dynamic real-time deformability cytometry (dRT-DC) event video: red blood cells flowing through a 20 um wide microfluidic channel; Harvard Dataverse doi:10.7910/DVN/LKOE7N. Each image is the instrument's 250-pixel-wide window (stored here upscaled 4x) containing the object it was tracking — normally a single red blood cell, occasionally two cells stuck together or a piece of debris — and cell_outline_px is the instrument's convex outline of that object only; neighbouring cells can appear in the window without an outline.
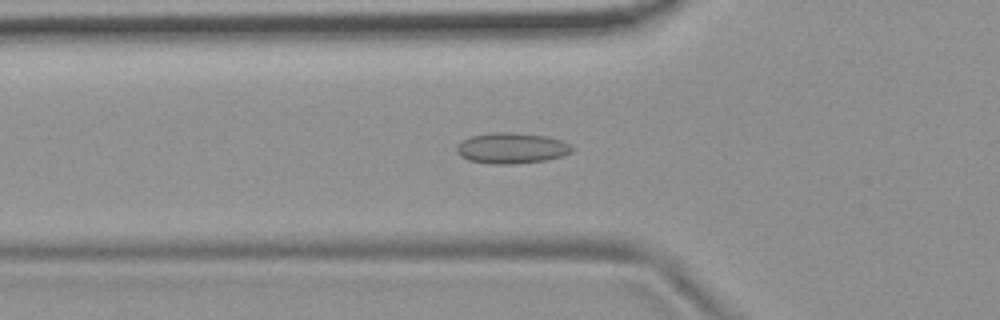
{"species": "common noctule bat (a hibernating species)", "species_latin": "Nyctalus noctula", "temperature_condition": "room temperature", "stored_images_in_passage": 39, "camera_frame_rate_fps": 3000, "um_per_image_px": 0.085, "animal": {"sex": "female", "body_mass_g": 19.9}, "frame": {"image": 1, "passage_image": 3, "time_ms": 0.667, "image_size_px": [1000, 320], "cell_outline_px": [[572, 152], [560, 156], [544, 160], [512, 164], [496, 164], [468, 160], [460, 156], [456, 152], [456, 148], [464, 140], [472, 136], [492, 132], [512, 132], [544, 136], [560, 140], [568, 144], [572, 148]], "centroid_in_image_um": [43.45, 12.59], "position_along_channel_um": 82.3, "area_um2": 20.29}}
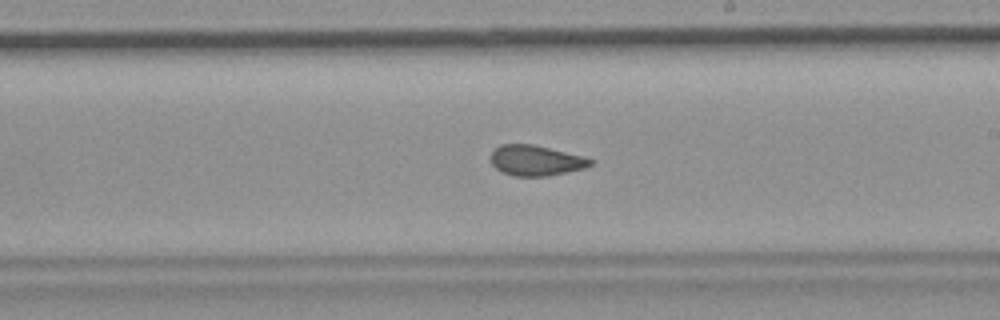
{"frame": {"image": 2, "passage_image": 16, "time_ms": 5.0, "image_size_px": [1000, 320], "cell_outline_px": [[596, 160], [592, 164], [584, 168], [568, 172], [548, 176], [512, 176], [496, 168], [492, 164], [492, 152], [500, 144], [532, 144], [584, 156]], "centroid_in_image_um": [45.59, 13.64], "position_along_channel_um": 243.4, "area_um2": 17.63}}
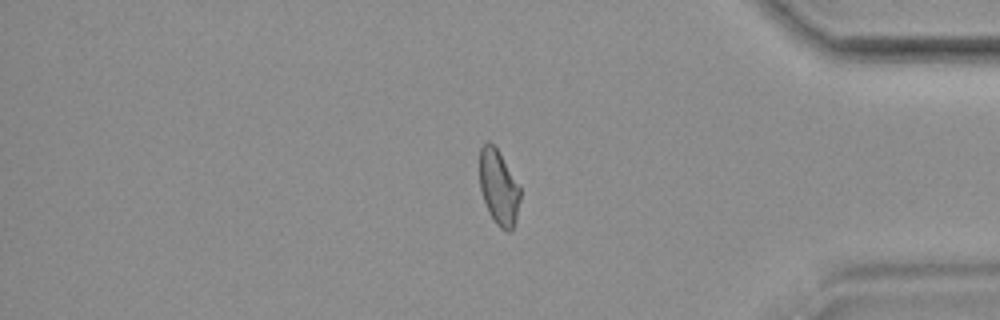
{"frame": {"image": 3, "passage_image": 30, "time_ms": 9.667, "image_size_px": [1000, 320], "cell_outline_px": [[520, 200], [516, 220], [512, 228], [508, 232], [500, 228], [492, 220], [488, 212], [480, 188], [480, 148], [488, 140], [496, 148], [520, 188]], "centroid_in_image_um": [42.38, 15.97], "position_along_channel_um": 392.8, "area_um2": 17.46}, "authors_computed_cell_mechanics": {"area_um2": 18.2648, "velocity_mm_per_s": 3.7219, "shape_relaxation_time_tau1_ms": null, "shape_relaxation_time_tau2_ms": 1.5273, "deformation_change_tau1": null, "deformation_change_tau2": 0.068}}